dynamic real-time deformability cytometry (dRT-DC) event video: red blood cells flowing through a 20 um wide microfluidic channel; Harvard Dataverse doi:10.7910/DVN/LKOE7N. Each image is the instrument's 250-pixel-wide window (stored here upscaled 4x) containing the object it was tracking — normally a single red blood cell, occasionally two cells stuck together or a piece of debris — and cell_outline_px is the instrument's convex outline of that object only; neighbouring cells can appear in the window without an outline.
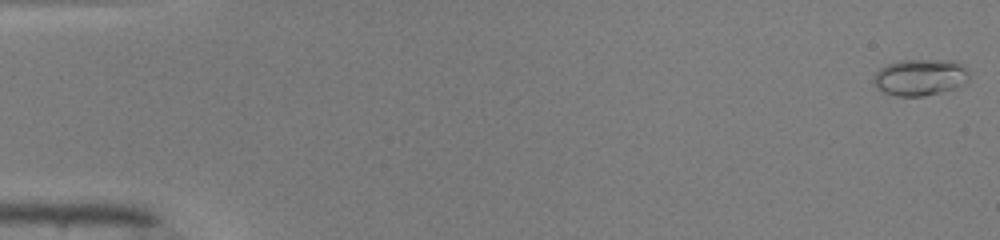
{"species": "common noctule bat (a hibernating species)", "species_latin": "Nyctalus noctula", "temperature_condition": "warm", "stored_images_in_passage": 50, "camera_frame_rate_fps": 3000, "um_per_image_px": 0.085, "animal": {"sex": "male", "body_mass_g": 19.0, "forearm_length_mm": 50.8}, "frame": {"image": 1, "passage_image": 1, "time_ms": 0.0, "image_size_px": [1000, 240], "cell_outline_px": [[968, 80], [964, 84], [940, 92], [924, 96], [896, 96], [884, 92], [872, 80], [876, 72], [880, 68], [888, 64], [900, 60], [956, 60], [968, 72]], "centroid_in_image_um": [78.21, 6.56], "position_along_channel_um": 6.8, "area_um2": 20.11}}
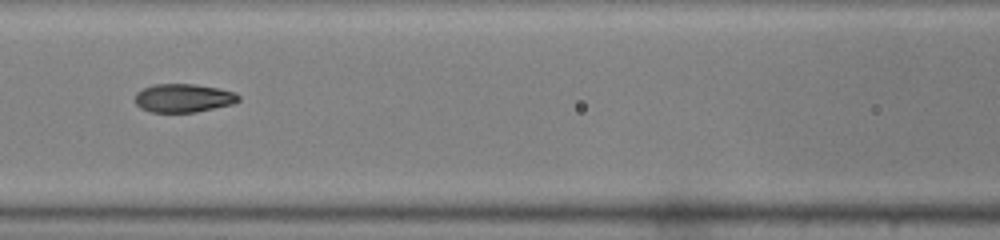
{"frame": {"image": 2, "passage_image": 23, "time_ms": 7.333, "image_size_px": [1000, 240], "cell_outline_px": [[240, 100], [232, 104], [196, 112], [152, 112], [140, 108], [136, 104], [136, 92], [152, 84], [196, 84], [220, 88], [236, 92], [240, 96]], "centroid_in_image_um": [15.61, 8.32], "position_along_channel_um": 151.0, "area_um2": 17.28}}
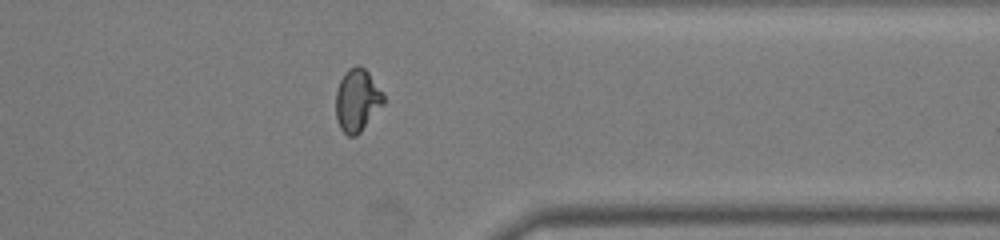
{"frame": {"image": 3, "passage_image": 40, "time_ms": 13.0, "image_size_px": [1000, 240], "cell_outline_px": [[384, 104], [360, 132], [356, 136], [348, 136], [340, 128], [336, 120], [336, 92], [340, 80], [344, 72], [348, 68], [356, 64], [360, 64], [368, 72], [384, 96]], "centroid_in_image_um": [30.34, 8.51], "position_along_channel_um": 381.1, "area_um2": 17.4}, "authors_computed_cell_mechanics": {"area_um2": 17.3689, "velocity_mm_per_s": 4.1679, "shape_relaxation_time_tau1_ms": 9.0022, "shape_relaxation_time_tau2_ms": 0.8039, "deformation_change_tau1": 0.2982, "deformation_change_tau2": 0.0515}}